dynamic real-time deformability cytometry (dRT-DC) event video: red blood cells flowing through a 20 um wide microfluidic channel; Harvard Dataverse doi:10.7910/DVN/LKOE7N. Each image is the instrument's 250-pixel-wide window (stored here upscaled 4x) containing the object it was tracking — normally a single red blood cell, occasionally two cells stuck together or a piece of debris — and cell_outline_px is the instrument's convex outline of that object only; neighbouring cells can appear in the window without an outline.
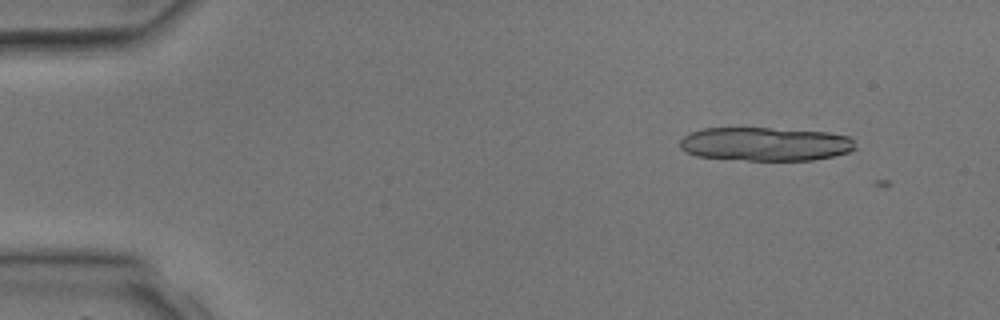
{"species": "common noctule bat (a hibernating species)", "species_latin": "Nyctalus noctula", "temperature_condition": "room temperature", "stored_images_in_passage": 3, "camera_frame_rate_fps": 3000, "um_per_image_px": 0.085, "animal": {"sex": "male", "body_mass_g": 17.9, "forearm_length_mm": 54.2}, "frame": {"image": 1, "passage_image": 1, "time_ms": 0.0, "image_size_px": [1000, 320], "cell_outline_px": [[856, 148], [848, 152], [832, 156], [812, 160], [748, 160], [696, 156], [684, 152], [680, 148], [680, 140], [688, 132], [704, 128], [768, 128], [828, 132], [848, 136], [856, 140]], "centroid_in_image_um": [65.04, 12.24], "position_along_channel_um": 20.0, "area_um2": 34.56}}